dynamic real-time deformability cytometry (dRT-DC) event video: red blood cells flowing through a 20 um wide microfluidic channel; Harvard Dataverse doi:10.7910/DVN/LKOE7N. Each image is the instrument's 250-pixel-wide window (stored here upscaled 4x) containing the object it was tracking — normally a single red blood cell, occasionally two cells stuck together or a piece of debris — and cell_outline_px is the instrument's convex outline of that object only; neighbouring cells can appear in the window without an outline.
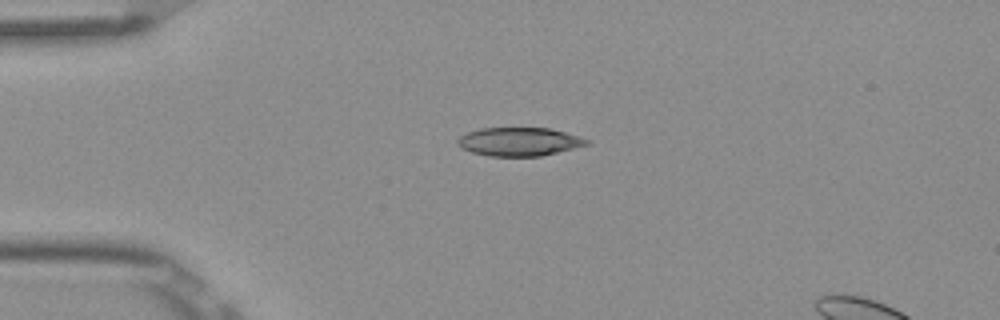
{"species": "Egyptian fruit bat (a non-hibernating species)", "species_latin": "Rousettus aegyptiacus", "temperature_condition": "room temperature", "stored_images_in_passage": 5, "camera_frame_rate_fps": 3000, "um_per_image_px": 0.085, "frame": {"image": 1, "passage_image": 1, "time_ms": 0.0, "image_size_px": [1000, 320], "cell_outline_px": [[592, 144], [540, 156], [488, 156], [472, 152], [460, 148], [456, 144], [456, 140], [460, 136], [468, 132], [480, 128], [548, 128], [564, 132], [588, 140]], "centroid_in_image_um": [44.09, 12.05], "position_along_channel_um": 40.9, "area_um2": 21.39}}
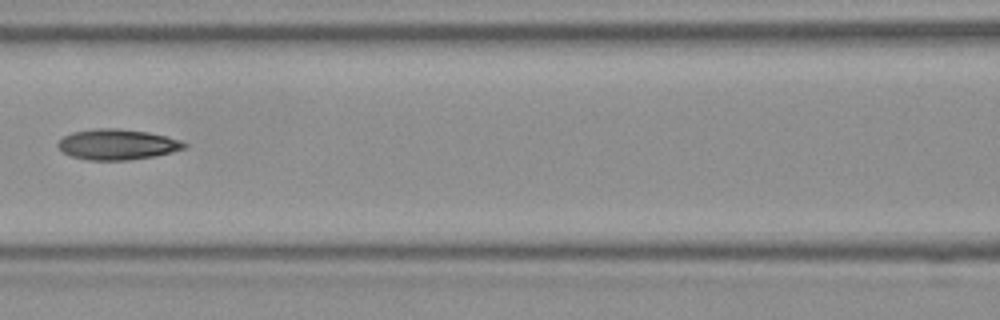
{"frame": {"image": 2, "passage_image": 4, "time_ms": 1.0, "image_size_px": [1000, 320], "cell_outline_px": [[188, 148], [156, 156], [128, 160], [88, 160], [72, 156], [64, 152], [56, 144], [64, 136], [72, 132], [96, 128], [120, 128], [148, 132], [180, 140], [188, 144]], "centroid_in_image_um": [10.0, 12.27], "position_along_channel_um": 156.6, "area_um2": 22.54}}
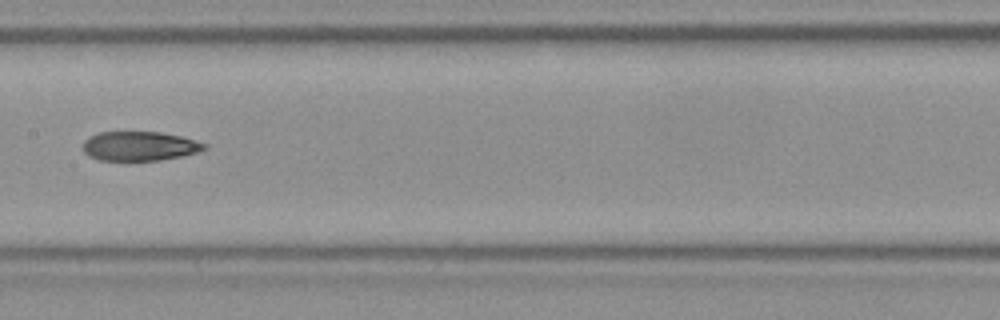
{"frame": {"image": 3, "passage_image": 5, "time_ms": 1.333, "image_size_px": [1000, 320], "cell_outline_px": [[208, 148], [200, 152], [184, 156], [160, 160], [100, 160], [88, 156], [84, 152], [84, 140], [88, 136], [100, 132], [160, 132], [180, 136], [208, 144]], "centroid_in_image_um": [11.9, 12.42], "position_along_channel_um": 195.5, "area_um2": 20.87}}